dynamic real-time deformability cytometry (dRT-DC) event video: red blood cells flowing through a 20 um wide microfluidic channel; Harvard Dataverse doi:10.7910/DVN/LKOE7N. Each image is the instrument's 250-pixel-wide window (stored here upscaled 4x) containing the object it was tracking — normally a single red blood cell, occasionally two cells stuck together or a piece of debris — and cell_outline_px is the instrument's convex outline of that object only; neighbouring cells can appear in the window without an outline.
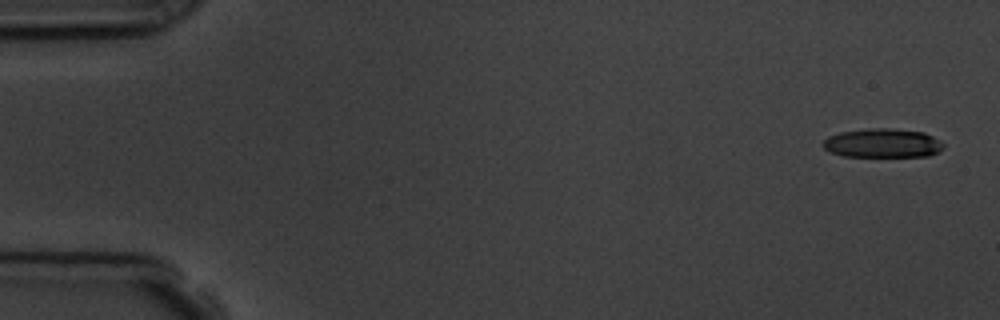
{"species": "common noctule bat (a hibernating species)", "species_latin": "Nyctalus noctula", "temperature_condition": "room temperature", "stored_images_in_passage": 5, "camera_frame_rate_fps": 3000, "um_per_image_px": 0.085, "animal": {"sex": "male", "body_mass_g": 19.5, "forearm_length_mm": 54.6}, "frame": {"image": 1, "passage_image": 1, "time_ms": 0.0, "image_size_px": [1000, 320], "cell_outline_px": [[944, 148], [928, 156], [844, 156], [832, 152], [824, 148], [820, 144], [828, 136], [840, 132], [868, 128], [892, 128], [924, 132], [940, 140], [944, 144]], "centroid_in_image_um": [75.02, 12.15], "position_along_channel_um": 10.0, "area_um2": 20.4}}
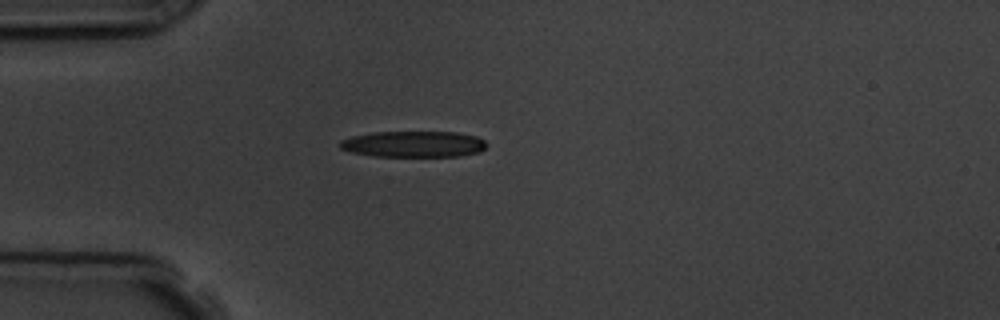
{"frame": {"image": 2, "passage_image": 5, "time_ms": 4.333, "image_size_px": [1000, 320], "cell_outline_px": [[488, 144], [480, 152], [460, 156], [376, 156], [352, 152], [340, 148], [340, 140], [352, 136], [372, 132], [456, 132], [476, 136], [484, 140]], "centroid_in_image_um": [35.18, 12.24], "position_along_channel_um": 49.8, "area_um2": 22.31}}